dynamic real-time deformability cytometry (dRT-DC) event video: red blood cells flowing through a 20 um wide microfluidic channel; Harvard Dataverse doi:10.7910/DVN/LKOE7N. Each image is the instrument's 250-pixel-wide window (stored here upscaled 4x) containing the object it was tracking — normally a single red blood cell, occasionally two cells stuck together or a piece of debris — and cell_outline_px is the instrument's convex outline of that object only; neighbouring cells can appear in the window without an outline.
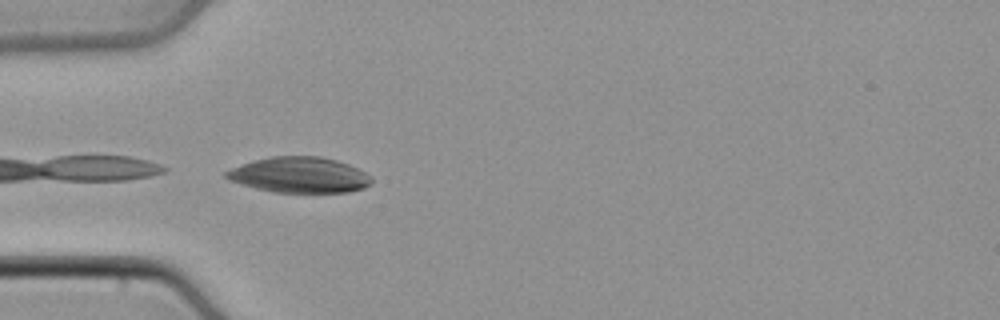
{"species": "common noctule bat (a hibernating species)", "species_latin": "Nyctalus noctula", "temperature_condition": "cold", "stored_images_in_passage": 8, "camera_frame_rate_fps": 3000, "um_per_image_px": 0.085, "animal": {"sex": "male", "body_mass_g": 21.5, "forearm_length_mm": 52.0}, "frame": {"image": 1, "passage_image": 1, "time_ms": 0.0, "image_size_px": [1000, 320], "cell_outline_px": [[372, 184], [364, 188], [348, 192], [272, 192], [240, 184], [228, 180], [224, 176], [224, 172], [232, 168], [256, 160], [272, 156], [320, 156], [336, 160], [348, 164], [372, 176]], "centroid_in_image_um": [25.46, 14.87], "position_along_channel_um": 59.5, "area_um2": 30.11}}